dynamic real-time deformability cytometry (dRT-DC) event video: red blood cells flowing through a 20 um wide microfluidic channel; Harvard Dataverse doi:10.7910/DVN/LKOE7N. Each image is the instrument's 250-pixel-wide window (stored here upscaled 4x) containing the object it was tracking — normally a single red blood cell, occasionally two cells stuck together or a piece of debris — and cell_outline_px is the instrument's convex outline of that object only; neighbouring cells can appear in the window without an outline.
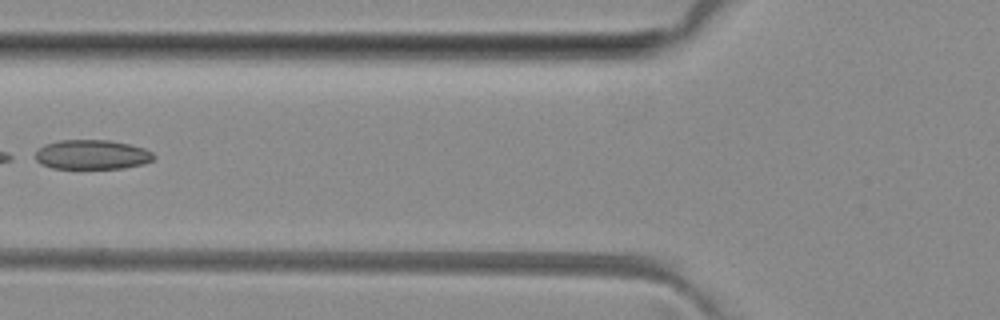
{"species": "common noctule bat (a hibernating species)", "species_latin": "Nyctalus noctula", "temperature_condition": "room temperature", "stored_images_in_passage": 6, "camera_frame_rate_fps": 3000, "um_per_image_px": 0.085, "animal": {"sex": "female", "body_mass_g": 29.2, "forearm_length_mm": 56.3}, "frame": {"image": 1, "passage_image": 6, "time_ms": 5.667, "image_size_px": [1000, 320], "cell_outline_px": [[156, 156], [152, 160], [144, 164], [124, 168], [52, 168], [40, 164], [36, 160], [36, 152], [44, 144], [60, 140], [108, 140], [128, 144], [144, 148], [152, 152]], "centroid_in_image_um": [7.82, 13.14], "position_along_channel_um": 118.0, "area_um2": 20.35}}